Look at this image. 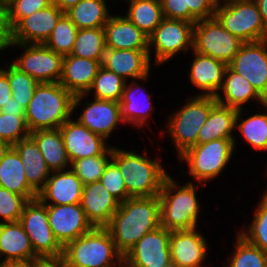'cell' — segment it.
I'll return each instance as SVG.
<instances>
[{
    "mask_svg": "<svg viewBox=\"0 0 267 267\" xmlns=\"http://www.w3.org/2000/svg\"><path fill=\"white\" fill-rule=\"evenodd\" d=\"M161 226L159 195L130 197L120 203L106 227L124 256L145 234Z\"/></svg>",
    "mask_w": 267,
    "mask_h": 267,
    "instance_id": "6da1fadb",
    "label": "cell"
},
{
    "mask_svg": "<svg viewBox=\"0 0 267 267\" xmlns=\"http://www.w3.org/2000/svg\"><path fill=\"white\" fill-rule=\"evenodd\" d=\"M74 95L59 82L39 83L25 109L29 132L58 129L73 114Z\"/></svg>",
    "mask_w": 267,
    "mask_h": 267,
    "instance_id": "7a4b0ae2",
    "label": "cell"
},
{
    "mask_svg": "<svg viewBox=\"0 0 267 267\" xmlns=\"http://www.w3.org/2000/svg\"><path fill=\"white\" fill-rule=\"evenodd\" d=\"M147 152L139 155L112 147V162L119 168L130 197H153L160 194L169 174L159 163L151 160Z\"/></svg>",
    "mask_w": 267,
    "mask_h": 267,
    "instance_id": "3957f363",
    "label": "cell"
},
{
    "mask_svg": "<svg viewBox=\"0 0 267 267\" xmlns=\"http://www.w3.org/2000/svg\"><path fill=\"white\" fill-rule=\"evenodd\" d=\"M62 257L69 267H123V255L107 228L94 227L67 243Z\"/></svg>",
    "mask_w": 267,
    "mask_h": 267,
    "instance_id": "277c9868",
    "label": "cell"
},
{
    "mask_svg": "<svg viewBox=\"0 0 267 267\" xmlns=\"http://www.w3.org/2000/svg\"><path fill=\"white\" fill-rule=\"evenodd\" d=\"M194 183L180 186L170 175L159 194L161 226L169 231L197 228L200 208Z\"/></svg>",
    "mask_w": 267,
    "mask_h": 267,
    "instance_id": "5b68a950",
    "label": "cell"
},
{
    "mask_svg": "<svg viewBox=\"0 0 267 267\" xmlns=\"http://www.w3.org/2000/svg\"><path fill=\"white\" fill-rule=\"evenodd\" d=\"M217 104L214 96L197 95L176 110L168 122L167 132L178 151V157L197 145V136L211 109Z\"/></svg>",
    "mask_w": 267,
    "mask_h": 267,
    "instance_id": "8992f818",
    "label": "cell"
},
{
    "mask_svg": "<svg viewBox=\"0 0 267 267\" xmlns=\"http://www.w3.org/2000/svg\"><path fill=\"white\" fill-rule=\"evenodd\" d=\"M214 17L244 43L267 39V27L254 0L218 1Z\"/></svg>",
    "mask_w": 267,
    "mask_h": 267,
    "instance_id": "52a82bcc",
    "label": "cell"
},
{
    "mask_svg": "<svg viewBox=\"0 0 267 267\" xmlns=\"http://www.w3.org/2000/svg\"><path fill=\"white\" fill-rule=\"evenodd\" d=\"M235 146V139H217L190 147L179 156V160L185 161L189 175L205 186V182L217 178L223 172Z\"/></svg>",
    "mask_w": 267,
    "mask_h": 267,
    "instance_id": "ba28073f",
    "label": "cell"
},
{
    "mask_svg": "<svg viewBox=\"0 0 267 267\" xmlns=\"http://www.w3.org/2000/svg\"><path fill=\"white\" fill-rule=\"evenodd\" d=\"M244 42L227 31L215 18L194 24L193 51L229 65Z\"/></svg>",
    "mask_w": 267,
    "mask_h": 267,
    "instance_id": "9c48e42d",
    "label": "cell"
},
{
    "mask_svg": "<svg viewBox=\"0 0 267 267\" xmlns=\"http://www.w3.org/2000/svg\"><path fill=\"white\" fill-rule=\"evenodd\" d=\"M19 222L30 238L33 251L39 258L61 257L63 246L56 239L48 222L47 206L38 198L24 207Z\"/></svg>",
    "mask_w": 267,
    "mask_h": 267,
    "instance_id": "30bf717a",
    "label": "cell"
},
{
    "mask_svg": "<svg viewBox=\"0 0 267 267\" xmlns=\"http://www.w3.org/2000/svg\"><path fill=\"white\" fill-rule=\"evenodd\" d=\"M194 23L184 20L164 18L160 25L148 37L149 59L151 49H155V65H161L173 58L180 51L193 49Z\"/></svg>",
    "mask_w": 267,
    "mask_h": 267,
    "instance_id": "8fae6325",
    "label": "cell"
},
{
    "mask_svg": "<svg viewBox=\"0 0 267 267\" xmlns=\"http://www.w3.org/2000/svg\"><path fill=\"white\" fill-rule=\"evenodd\" d=\"M20 46L24 50L12 63L38 83L59 82L62 76L63 55L44 44L8 43L7 48Z\"/></svg>",
    "mask_w": 267,
    "mask_h": 267,
    "instance_id": "7c38bea8",
    "label": "cell"
},
{
    "mask_svg": "<svg viewBox=\"0 0 267 267\" xmlns=\"http://www.w3.org/2000/svg\"><path fill=\"white\" fill-rule=\"evenodd\" d=\"M170 231L160 226L145 234L123 256V267H165L171 264Z\"/></svg>",
    "mask_w": 267,
    "mask_h": 267,
    "instance_id": "4fadbf2b",
    "label": "cell"
},
{
    "mask_svg": "<svg viewBox=\"0 0 267 267\" xmlns=\"http://www.w3.org/2000/svg\"><path fill=\"white\" fill-rule=\"evenodd\" d=\"M228 66L246 78L267 102V39L243 43Z\"/></svg>",
    "mask_w": 267,
    "mask_h": 267,
    "instance_id": "5bb4252c",
    "label": "cell"
},
{
    "mask_svg": "<svg viewBox=\"0 0 267 267\" xmlns=\"http://www.w3.org/2000/svg\"><path fill=\"white\" fill-rule=\"evenodd\" d=\"M65 13L55 4L22 18L11 30L8 43L44 44Z\"/></svg>",
    "mask_w": 267,
    "mask_h": 267,
    "instance_id": "9a60e30c",
    "label": "cell"
},
{
    "mask_svg": "<svg viewBox=\"0 0 267 267\" xmlns=\"http://www.w3.org/2000/svg\"><path fill=\"white\" fill-rule=\"evenodd\" d=\"M45 205L47 206L49 225L63 247L94 228L86 217L81 203Z\"/></svg>",
    "mask_w": 267,
    "mask_h": 267,
    "instance_id": "2e32d148",
    "label": "cell"
},
{
    "mask_svg": "<svg viewBox=\"0 0 267 267\" xmlns=\"http://www.w3.org/2000/svg\"><path fill=\"white\" fill-rule=\"evenodd\" d=\"M64 147L70 162L103 154L110 146L78 120L69 118L60 126Z\"/></svg>",
    "mask_w": 267,
    "mask_h": 267,
    "instance_id": "e0dca14e",
    "label": "cell"
},
{
    "mask_svg": "<svg viewBox=\"0 0 267 267\" xmlns=\"http://www.w3.org/2000/svg\"><path fill=\"white\" fill-rule=\"evenodd\" d=\"M171 263L176 267H202L207 257V240L196 228L170 231Z\"/></svg>",
    "mask_w": 267,
    "mask_h": 267,
    "instance_id": "ac0fdd59",
    "label": "cell"
},
{
    "mask_svg": "<svg viewBox=\"0 0 267 267\" xmlns=\"http://www.w3.org/2000/svg\"><path fill=\"white\" fill-rule=\"evenodd\" d=\"M149 50L107 49L105 50L102 66L113 71L124 80H147L151 61Z\"/></svg>",
    "mask_w": 267,
    "mask_h": 267,
    "instance_id": "d6986e66",
    "label": "cell"
},
{
    "mask_svg": "<svg viewBox=\"0 0 267 267\" xmlns=\"http://www.w3.org/2000/svg\"><path fill=\"white\" fill-rule=\"evenodd\" d=\"M81 206L93 227L106 228L120 202L96 181L83 185Z\"/></svg>",
    "mask_w": 267,
    "mask_h": 267,
    "instance_id": "ffe728a7",
    "label": "cell"
},
{
    "mask_svg": "<svg viewBox=\"0 0 267 267\" xmlns=\"http://www.w3.org/2000/svg\"><path fill=\"white\" fill-rule=\"evenodd\" d=\"M89 103L85 101L86 108L76 118L81 124L105 140L123 123L120 102L94 98Z\"/></svg>",
    "mask_w": 267,
    "mask_h": 267,
    "instance_id": "44dd1931",
    "label": "cell"
},
{
    "mask_svg": "<svg viewBox=\"0 0 267 267\" xmlns=\"http://www.w3.org/2000/svg\"><path fill=\"white\" fill-rule=\"evenodd\" d=\"M51 174L45 186L38 192L37 198L43 204L64 205L81 203L83 183L70 168L52 172Z\"/></svg>",
    "mask_w": 267,
    "mask_h": 267,
    "instance_id": "7402d4cb",
    "label": "cell"
},
{
    "mask_svg": "<svg viewBox=\"0 0 267 267\" xmlns=\"http://www.w3.org/2000/svg\"><path fill=\"white\" fill-rule=\"evenodd\" d=\"M101 66L102 61L65 55L59 83L74 96L86 94Z\"/></svg>",
    "mask_w": 267,
    "mask_h": 267,
    "instance_id": "603a6c76",
    "label": "cell"
},
{
    "mask_svg": "<svg viewBox=\"0 0 267 267\" xmlns=\"http://www.w3.org/2000/svg\"><path fill=\"white\" fill-rule=\"evenodd\" d=\"M104 32L107 49L149 50L148 36L126 16L111 15Z\"/></svg>",
    "mask_w": 267,
    "mask_h": 267,
    "instance_id": "cb8c5ba5",
    "label": "cell"
},
{
    "mask_svg": "<svg viewBox=\"0 0 267 267\" xmlns=\"http://www.w3.org/2000/svg\"><path fill=\"white\" fill-rule=\"evenodd\" d=\"M195 58L191 62L189 78L191 83L203 93L197 95L216 96L222 86L228 67L222 61L193 51Z\"/></svg>",
    "mask_w": 267,
    "mask_h": 267,
    "instance_id": "d4e9b609",
    "label": "cell"
},
{
    "mask_svg": "<svg viewBox=\"0 0 267 267\" xmlns=\"http://www.w3.org/2000/svg\"><path fill=\"white\" fill-rule=\"evenodd\" d=\"M0 263L14 261H34L39 257L22 224L18 222L3 223L0 221Z\"/></svg>",
    "mask_w": 267,
    "mask_h": 267,
    "instance_id": "484cf974",
    "label": "cell"
},
{
    "mask_svg": "<svg viewBox=\"0 0 267 267\" xmlns=\"http://www.w3.org/2000/svg\"><path fill=\"white\" fill-rule=\"evenodd\" d=\"M215 99L217 103L234 108L243 109V105L250 100H256L263 106L266 101L256 92L252 84L243 76L233 71L229 66L226 69L223 83ZM223 95V98L220 96Z\"/></svg>",
    "mask_w": 267,
    "mask_h": 267,
    "instance_id": "4316f807",
    "label": "cell"
},
{
    "mask_svg": "<svg viewBox=\"0 0 267 267\" xmlns=\"http://www.w3.org/2000/svg\"><path fill=\"white\" fill-rule=\"evenodd\" d=\"M19 153L12 146L0 160V187L34 200L38 192L28 183Z\"/></svg>",
    "mask_w": 267,
    "mask_h": 267,
    "instance_id": "83f0119b",
    "label": "cell"
},
{
    "mask_svg": "<svg viewBox=\"0 0 267 267\" xmlns=\"http://www.w3.org/2000/svg\"><path fill=\"white\" fill-rule=\"evenodd\" d=\"M13 147L19 153L23 162L28 183L39 192L45 186L52 172L36 142L29 136L15 143Z\"/></svg>",
    "mask_w": 267,
    "mask_h": 267,
    "instance_id": "f1b7e54d",
    "label": "cell"
},
{
    "mask_svg": "<svg viewBox=\"0 0 267 267\" xmlns=\"http://www.w3.org/2000/svg\"><path fill=\"white\" fill-rule=\"evenodd\" d=\"M137 81L138 80H133L129 85L128 82H126L120 100V106L124 123H132L134 124V126L136 125V127L140 128L143 127L145 123H147V118L152 115L151 113L153 110V105L151 102L150 94L143 92L145 91V89L139 86V83ZM140 92L144 93H142L143 97L140 96ZM139 96L140 98H138Z\"/></svg>",
    "mask_w": 267,
    "mask_h": 267,
    "instance_id": "f546056e",
    "label": "cell"
},
{
    "mask_svg": "<svg viewBox=\"0 0 267 267\" xmlns=\"http://www.w3.org/2000/svg\"><path fill=\"white\" fill-rule=\"evenodd\" d=\"M30 137L36 142L51 172L70 168L71 162L68 159L59 128L36 130L30 133Z\"/></svg>",
    "mask_w": 267,
    "mask_h": 267,
    "instance_id": "4dcf8cb0",
    "label": "cell"
},
{
    "mask_svg": "<svg viewBox=\"0 0 267 267\" xmlns=\"http://www.w3.org/2000/svg\"><path fill=\"white\" fill-rule=\"evenodd\" d=\"M237 111L217 103L211 109L208 119L198 133L197 144L217 139H235L232 131L235 129Z\"/></svg>",
    "mask_w": 267,
    "mask_h": 267,
    "instance_id": "1f68e13d",
    "label": "cell"
},
{
    "mask_svg": "<svg viewBox=\"0 0 267 267\" xmlns=\"http://www.w3.org/2000/svg\"><path fill=\"white\" fill-rule=\"evenodd\" d=\"M109 13L106 0H80L65 12L78 29L104 28Z\"/></svg>",
    "mask_w": 267,
    "mask_h": 267,
    "instance_id": "d6a6232c",
    "label": "cell"
},
{
    "mask_svg": "<svg viewBox=\"0 0 267 267\" xmlns=\"http://www.w3.org/2000/svg\"><path fill=\"white\" fill-rule=\"evenodd\" d=\"M126 82L113 71L101 66L88 92L74 96L73 111L83 101L84 96L92 91H94V98L120 102Z\"/></svg>",
    "mask_w": 267,
    "mask_h": 267,
    "instance_id": "836d02e7",
    "label": "cell"
},
{
    "mask_svg": "<svg viewBox=\"0 0 267 267\" xmlns=\"http://www.w3.org/2000/svg\"><path fill=\"white\" fill-rule=\"evenodd\" d=\"M127 1L126 17L149 37L164 19L160 0Z\"/></svg>",
    "mask_w": 267,
    "mask_h": 267,
    "instance_id": "e575fe53",
    "label": "cell"
},
{
    "mask_svg": "<svg viewBox=\"0 0 267 267\" xmlns=\"http://www.w3.org/2000/svg\"><path fill=\"white\" fill-rule=\"evenodd\" d=\"M263 106L267 111V102ZM242 114V109L237 111L235 128L255 150L267 151V113H256L245 120L241 118Z\"/></svg>",
    "mask_w": 267,
    "mask_h": 267,
    "instance_id": "d590c367",
    "label": "cell"
},
{
    "mask_svg": "<svg viewBox=\"0 0 267 267\" xmlns=\"http://www.w3.org/2000/svg\"><path fill=\"white\" fill-rule=\"evenodd\" d=\"M105 50L104 28L78 29L70 55L103 61Z\"/></svg>",
    "mask_w": 267,
    "mask_h": 267,
    "instance_id": "8d00e7d4",
    "label": "cell"
},
{
    "mask_svg": "<svg viewBox=\"0 0 267 267\" xmlns=\"http://www.w3.org/2000/svg\"><path fill=\"white\" fill-rule=\"evenodd\" d=\"M111 156L112 146L101 155L72 161L70 169L80 178L83 185L100 181L106 166L112 160Z\"/></svg>",
    "mask_w": 267,
    "mask_h": 267,
    "instance_id": "74e56055",
    "label": "cell"
},
{
    "mask_svg": "<svg viewBox=\"0 0 267 267\" xmlns=\"http://www.w3.org/2000/svg\"><path fill=\"white\" fill-rule=\"evenodd\" d=\"M6 67L2 70L8 75L12 97L26 109L39 83L13 63Z\"/></svg>",
    "mask_w": 267,
    "mask_h": 267,
    "instance_id": "f35d334b",
    "label": "cell"
},
{
    "mask_svg": "<svg viewBox=\"0 0 267 267\" xmlns=\"http://www.w3.org/2000/svg\"><path fill=\"white\" fill-rule=\"evenodd\" d=\"M235 252L227 267H267V252L249 243L239 233L236 235Z\"/></svg>",
    "mask_w": 267,
    "mask_h": 267,
    "instance_id": "ab89813d",
    "label": "cell"
},
{
    "mask_svg": "<svg viewBox=\"0 0 267 267\" xmlns=\"http://www.w3.org/2000/svg\"><path fill=\"white\" fill-rule=\"evenodd\" d=\"M77 31V26L64 14L44 45L58 54L68 55L74 47Z\"/></svg>",
    "mask_w": 267,
    "mask_h": 267,
    "instance_id": "60d3db41",
    "label": "cell"
},
{
    "mask_svg": "<svg viewBox=\"0 0 267 267\" xmlns=\"http://www.w3.org/2000/svg\"><path fill=\"white\" fill-rule=\"evenodd\" d=\"M248 230L238 232L249 243L267 252V193H263Z\"/></svg>",
    "mask_w": 267,
    "mask_h": 267,
    "instance_id": "b9f144b4",
    "label": "cell"
},
{
    "mask_svg": "<svg viewBox=\"0 0 267 267\" xmlns=\"http://www.w3.org/2000/svg\"><path fill=\"white\" fill-rule=\"evenodd\" d=\"M30 136L25 115L4 114L0 112V139L14 145Z\"/></svg>",
    "mask_w": 267,
    "mask_h": 267,
    "instance_id": "7bdbcfd3",
    "label": "cell"
},
{
    "mask_svg": "<svg viewBox=\"0 0 267 267\" xmlns=\"http://www.w3.org/2000/svg\"><path fill=\"white\" fill-rule=\"evenodd\" d=\"M51 0H6L7 25L11 30L22 18L46 8Z\"/></svg>",
    "mask_w": 267,
    "mask_h": 267,
    "instance_id": "ee69618b",
    "label": "cell"
},
{
    "mask_svg": "<svg viewBox=\"0 0 267 267\" xmlns=\"http://www.w3.org/2000/svg\"><path fill=\"white\" fill-rule=\"evenodd\" d=\"M30 200L0 187V217L3 223L18 222L25 205Z\"/></svg>",
    "mask_w": 267,
    "mask_h": 267,
    "instance_id": "f6af8a7d",
    "label": "cell"
},
{
    "mask_svg": "<svg viewBox=\"0 0 267 267\" xmlns=\"http://www.w3.org/2000/svg\"><path fill=\"white\" fill-rule=\"evenodd\" d=\"M107 191L120 203L130 198L119 168L110 161L100 179Z\"/></svg>",
    "mask_w": 267,
    "mask_h": 267,
    "instance_id": "bcb514c9",
    "label": "cell"
},
{
    "mask_svg": "<svg viewBox=\"0 0 267 267\" xmlns=\"http://www.w3.org/2000/svg\"><path fill=\"white\" fill-rule=\"evenodd\" d=\"M218 1L186 0V7H189V22L195 24L198 20L214 17Z\"/></svg>",
    "mask_w": 267,
    "mask_h": 267,
    "instance_id": "7dc6e473",
    "label": "cell"
},
{
    "mask_svg": "<svg viewBox=\"0 0 267 267\" xmlns=\"http://www.w3.org/2000/svg\"><path fill=\"white\" fill-rule=\"evenodd\" d=\"M164 18L189 22V7L186 0H160Z\"/></svg>",
    "mask_w": 267,
    "mask_h": 267,
    "instance_id": "c3c4849f",
    "label": "cell"
},
{
    "mask_svg": "<svg viewBox=\"0 0 267 267\" xmlns=\"http://www.w3.org/2000/svg\"><path fill=\"white\" fill-rule=\"evenodd\" d=\"M12 98L8 75L0 68V109Z\"/></svg>",
    "mask_w": 267,
    "mask_h": 267,
    "instance_id": "681fc988",
    "label": "cell"
},
{
    "mask_svg": "<svg viewBox=\"0 0 267 267\" xmlns=\"http://www.w3.org/2000/svg\"><path fill=\"white\" fill-rule=\"evenodd\" d=\"M10 30L7 25L6 0H0V38L8 44Z\"/></svg>",
    "mask_w": 267,
    "mask_h": 267,
    "instance_id": "f907efd6",
    "label": "cell"
},
{
    "mask_svg": "<svg viewBox=\"0 0 267 267\" xmlns=\"http://www.w3.org/2000/svg\"><path fill=\"white\" fill-rule=\"evenodd\" d=\"M35 267H69L64 258L61 257H48L38 258L35 260Z\"/></svg>",
    "mask_w": 267,
    "mask_h": 267,
    "instance_id": "816d5d0a",
    "label": "cell"
},
{
    "mask_svg": "<svg viewBox=\"0 0 267 267\" xmlns=\"http://www.w3.org/2000/svg\"><path fill=\"white\" fill-rule=\"evenodd\" d=\"M4 114L25 115L24 107L13 97L0 109Z\"/></svg>",
    "mask_w": 267,
    "mask_h": 267,
    "instance_id": "f5cc1de1",
    "label": "cell"
},
{
    "mask_svg": "<svg viewBox=\"0 0 267 267\" xmlns=\"http://www.w3.org/2000/svg\"><path fill=\"white\" fill-rule=\"evenodd\" d=\"M80 0H51L53 4L58 6L64 13L74 7Z\"/></svg>",
    "mask_w": 267,
    "mask_h": 267,
    "instance_id": "db71d44e",
    "label": "cell"
},
{
    "mask_svg": "<svg viewBox=\"0 0 267 267\" xmlns=\"http://www.w3.org/2000/svg\"><path fill=\"white\" fill-rule=\"evenodd\" d=\"M0 267H35L34 261H14L0 263Z\"/></svg>",
    "mask_w": 267,
    "mask_h": 267,
    "instance_id": "11a10c76",
    "label": "cell"
},
{
    "mask_svg": "<svg viewBox=\"0 0 267 267\" xmlns=\"http://www.w3.org/2000/svg\"><path fill=\"white\" fill-rule=\"evenodd\" d=\"M254 1L258 6L263 22L265 26L267 27V0H254Z\"/></svg>",
    "mask_w": 267,
    "mask_h": 267,
    "instance_id": "9f6ffc18",
    "label": "cell"
},
{
    "mask_svg": "<svg viewBox=\"0 0 267 267\" xmlns=\"http://www.w3.org/2000/svg\"><path fill=\"white\" fill-rule=\"evenodd\" d=\"M11 147L12 145H10L8 142L0 139V160L6 155Z\"/></svg>",
    "mask_w": 267,
    "mask_h": 267,
    "instance_id": "6f0895ef",
    "label": "cell"
},
{
    "mask_svg": "<svg viewBox=\"0 0 267 267\" xmlns=\"http://www.w3.org/2000/svg\"><path fill=\"white\" fill-rule=\"evenodd\" d=\"M7 48V44L0 38V51L5 50Z\"/></svg>",
    "mask_w": 267,
    "mask_h": 267,
    "instance_id": "680465c9",
    "label": "cell"
},
{
    "mask_svg": "<svg viewBox=\"0 0 267 267\" xmlns=\"http://www.w3.org/2000/svg\"><path fill=\"white\" fill-rule=\"evenodd\" d=\"M165 267H176V266L173 263H171V264H169V265H167Z\"/></svg>",
    "mask_w": 267,
    "mask_h": 267,
    "instance_id": "91938a15",
    "label": "cell"
}]
</instances>
